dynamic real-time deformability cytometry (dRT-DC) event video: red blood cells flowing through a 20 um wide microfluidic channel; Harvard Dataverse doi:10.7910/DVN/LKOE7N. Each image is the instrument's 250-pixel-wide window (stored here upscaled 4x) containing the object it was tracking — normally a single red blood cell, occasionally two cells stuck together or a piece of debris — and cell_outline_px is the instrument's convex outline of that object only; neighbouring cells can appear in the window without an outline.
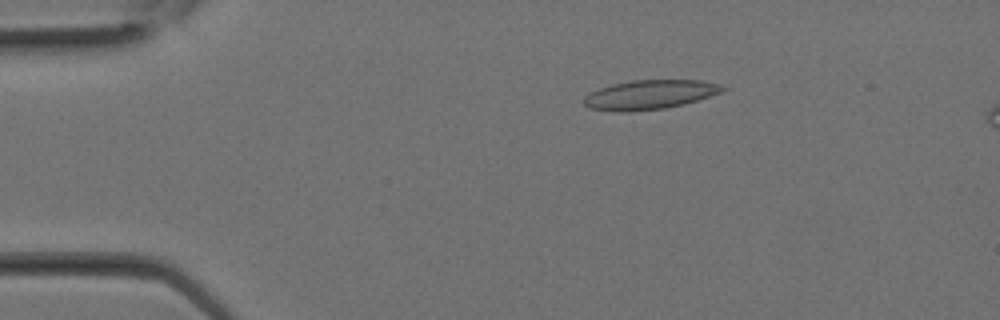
{"species": "Egyptian fruit bat (a non-hibernating species)", "species_latin": "Rousettus aegyptiacus", "temperature_condition": "room temperature", "stored_images_in_passage": 10, "camera_frame_rate_fps": 3000, "um_per_image_px": 0.085, "animal": {"sex": "female"}, "frame": {"image": 1, "passage_image": 5, "time_ms": 1.333, "image_size_px": [1000, 320], "cell_outline_px": [[728, 88], [720, 92], [684, 104], [664, 108], [624, 112], [616, 112], [588, 108], [584, 104], [584, 96], [600, 88], [612, 84], [632, 80], [700, 80], [720, 84]], "centroid_in_image_um": [55.2, 8.04], "position_along_channel_um": 29.8, "area_um2": 23.52}}
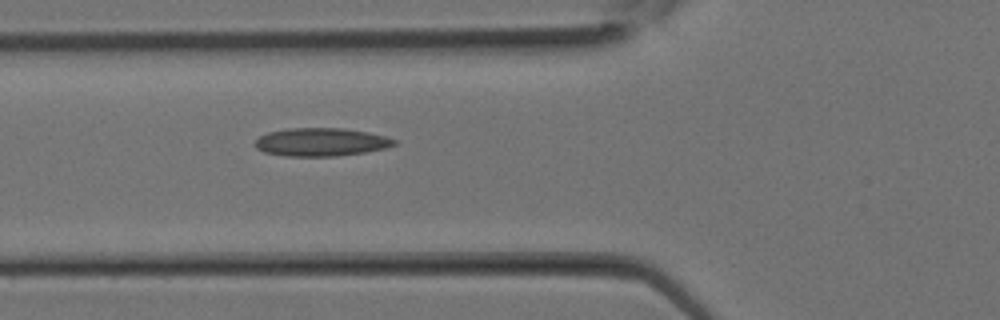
{"frame": {"image": 2, "passage_image": 10, "time_ms": 3.0, "image_size_px": [1000, 320], "cell_outline_px": [[396, 144], [384, 148], [364, 152], [336, 156], [284, 156], [264, 152], [256, 148], [252, 144], [260, 136], [268, 132], [288, 128], [340, 128], [368, 132], [384, 136], [396, 140]], "centroid_in_image_um": [27.23, 12.07], "position_along_channel_um": 98.6, "area_um2": 22.77}}